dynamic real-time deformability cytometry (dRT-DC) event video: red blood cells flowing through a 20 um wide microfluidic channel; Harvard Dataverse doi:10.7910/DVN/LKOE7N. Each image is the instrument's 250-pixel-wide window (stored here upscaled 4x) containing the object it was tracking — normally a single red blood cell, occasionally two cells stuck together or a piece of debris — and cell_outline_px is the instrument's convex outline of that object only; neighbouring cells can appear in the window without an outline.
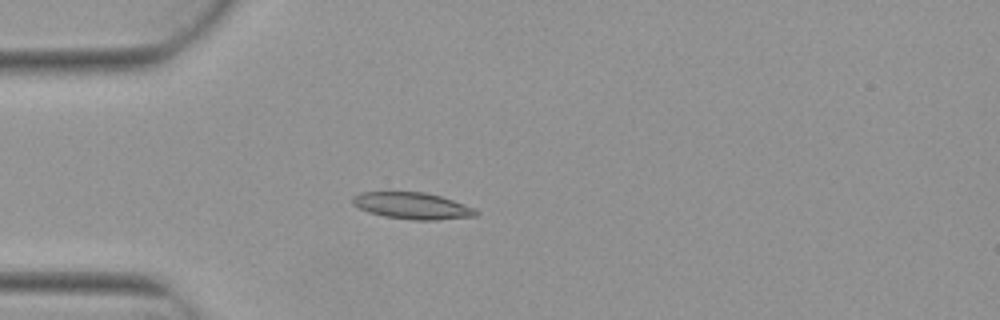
{"species": "Egyptian fruit bat (a non-hibernating species)", "species_latin": "Rousettus aegyptiacus", "temperature_condition": "warm", "stored_images_in_passage": 1, "camera_frame_rate_fps": 3000, "um_per_image_px": 0.085, "animal": {"sex": "female"}, "frame": {"image": 1, "passage_image": 1, "time_ms": 0.0, "image_size_px": [1000, 320], "cell_outline_px": [[480, 212], [476, 216], [436, 220], [412, 220], [384, 216], [368, 212], [352, 204], [352, 196], [360, 192], [424, 192], [440, 196], [464, 204]], "centroid_in_image_um": [35.02, 17.49], "position_along_channel_um": 50.0, "area_um2": 19.07}}